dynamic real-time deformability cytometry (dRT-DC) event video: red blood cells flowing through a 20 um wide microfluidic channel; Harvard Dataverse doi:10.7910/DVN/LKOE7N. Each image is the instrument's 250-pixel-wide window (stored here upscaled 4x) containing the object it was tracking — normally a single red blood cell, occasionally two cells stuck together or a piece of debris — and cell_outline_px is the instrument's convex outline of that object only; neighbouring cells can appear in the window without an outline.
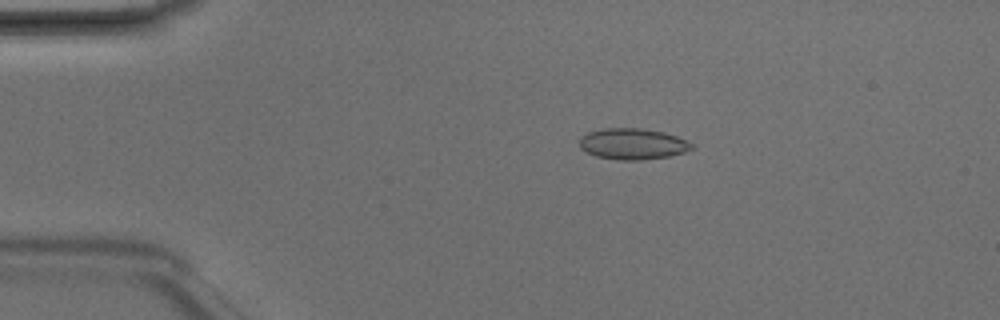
{"species": "Egyptian fruit bat (a non-hibernating species)", "species_latin": "Rousettus aegyptiacus", "temperature_condition": "room temperature", "stored_images_in_passage": 5, "camera_frame_rate_fps": 3000, "um_per_image_px": 0.085, "animal": {"sex": "male"}, "frame": {"image": 1, "passage_image": 3, "time_ms": 0.667, "image_size_px": [1000, 320], "cell_outline_px": [[692, 148], [684, 152], [668, 156], [640, 160], [620, 160], [596, 156], [580, 148], [580, 136], [588, 132], [604, 128], [640, 128], [664, 132], [676, 136], [692, 144]], "centroid_in_image_um": [53.74, 12.22], "position_along_channel_um": 31.3, "area_um2": 20.11}}
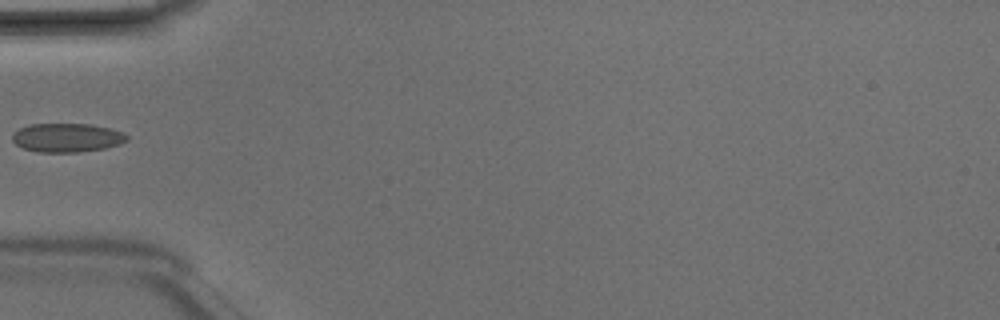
{"frame": {"image": 2, "passage_image": 5, "time_ms": 1.333, "image_size_px": [1000, 320], "cell_outline_px": [[128, 140], [120, 144], [104, 148], [76, 152], [36, 152], [24, 148], [16, 144], [12, 140], [12, 132], [28, 124], [92, 124], [124, 132], [128, 136]], "centroid_in_image_um": [5.68, 11.69], "position_along_channel_um": 79.3, "area_um2": 19.31}}